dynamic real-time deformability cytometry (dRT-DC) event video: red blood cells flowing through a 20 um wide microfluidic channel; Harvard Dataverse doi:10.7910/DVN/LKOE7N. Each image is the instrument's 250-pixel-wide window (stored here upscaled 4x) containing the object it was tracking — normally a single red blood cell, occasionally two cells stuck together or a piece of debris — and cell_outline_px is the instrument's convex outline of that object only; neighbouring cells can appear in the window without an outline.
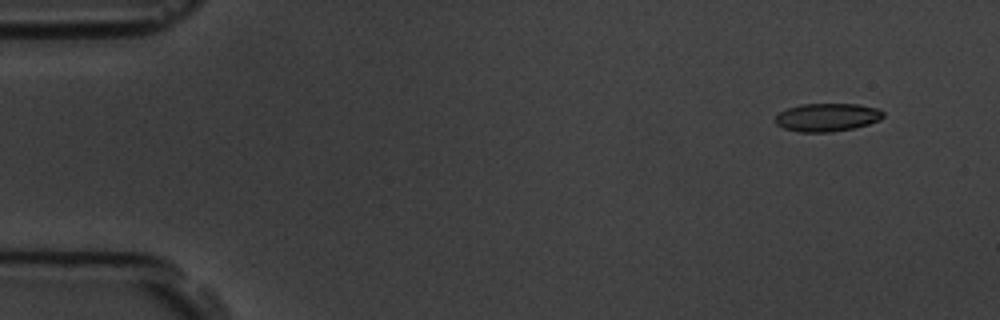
{"species": "common noctule bat (a hibernating species)", "species_latin": "Nyctalus noctula", "temperature_condition": "room temperature", "stored_images_in_passage": 3, "camera_frame_rate_fps": 3000, "um_per_image_px": 0.085, "animal": {"sex": "male", "body_mass_g": 19.5, "forearm_length_mm": 54.6}, "frame": {"image": 1, "passage_image": 1, "time_ms": 0.0, "image_size_px": [1000, 320], "cell_outline_px": [[884, 116], [880, 120], [868, 124], [852, 128], [832, 132], [800, 132], [784, 128], [776, 124], [776, 116], [780, 112], [788, 108], [800, 104], [860, 104], [876, 108], [884, 112]], "centroid_in_image_um": [70.32, 9.97], "position_along_channel_um": 14.7, "area_um2": 17.63}}